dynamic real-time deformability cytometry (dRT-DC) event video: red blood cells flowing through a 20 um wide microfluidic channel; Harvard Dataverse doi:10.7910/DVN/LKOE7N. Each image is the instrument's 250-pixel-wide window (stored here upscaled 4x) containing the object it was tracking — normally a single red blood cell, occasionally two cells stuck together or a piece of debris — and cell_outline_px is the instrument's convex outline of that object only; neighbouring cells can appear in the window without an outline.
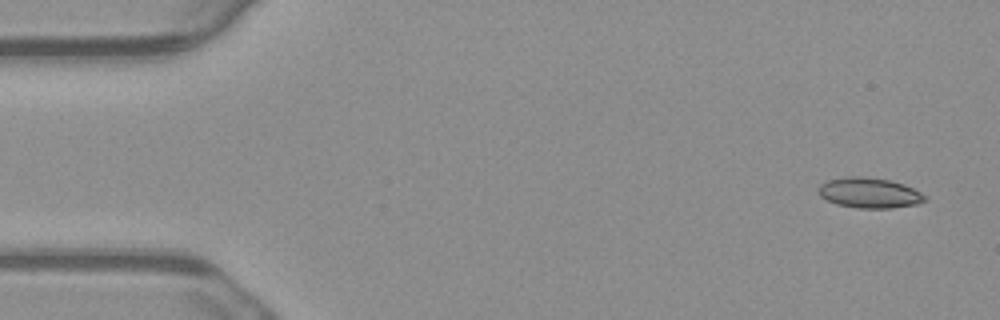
{"species": "common noctule bat (a hibernating species)", "species_latin": "Nyctalus noctula", "temperature_condition": "warm", "stored_images_in_passage": 4, "camera_frame_rate_fps": 3000, "um_per_image_px": 0.085, "animal": {"sex": "male", "body_mass_g": 23.1, "forearm_length_mm": 52.7}, "frame": {"image": 1, "passage_image": 1, "time_ms": 0.0, "image_size_px": [1000, 320], "cell_outline_px": [[928, 196], [924, 200], [916, 204], [892, 208], [860, 208], [836, 204], [820, 196], [820, 184], [828, 180], [852, 176], [860, 176], [888, 180], [904, 184]], "centroid_in_image_um": [73.91, 16.4], "position_along_channel_um": 11.1, "area_um2": 18.5}}
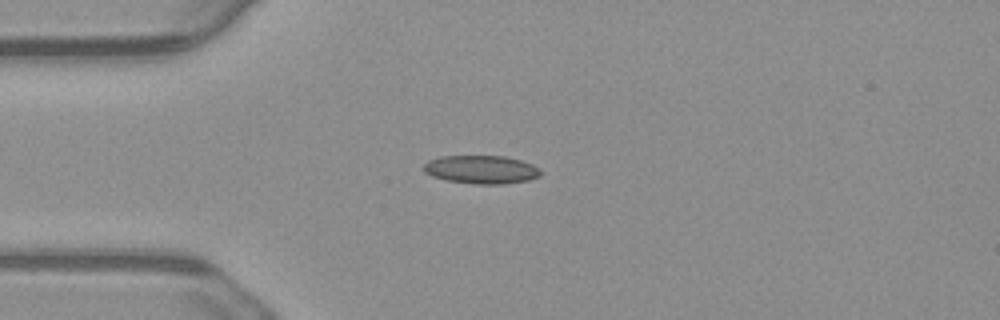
{"frame": {"image": 2, "passage_image": 4, "time_ms": 1.0, "image_size_px": [1000, 320], "cell_outline_px": [[540, 176], [528, 180], [504, 184], [476, 184], [448, 180], [432, 176], [424, 172], [424, 164], [428, 160], [440, 156], [504, 156], [520, 160], [532, 164], [540, 172]], "centroid_in_image_um": [40.88, 14.41], "position_along_channel_um": 44.1, "area_um2": 19.13}}